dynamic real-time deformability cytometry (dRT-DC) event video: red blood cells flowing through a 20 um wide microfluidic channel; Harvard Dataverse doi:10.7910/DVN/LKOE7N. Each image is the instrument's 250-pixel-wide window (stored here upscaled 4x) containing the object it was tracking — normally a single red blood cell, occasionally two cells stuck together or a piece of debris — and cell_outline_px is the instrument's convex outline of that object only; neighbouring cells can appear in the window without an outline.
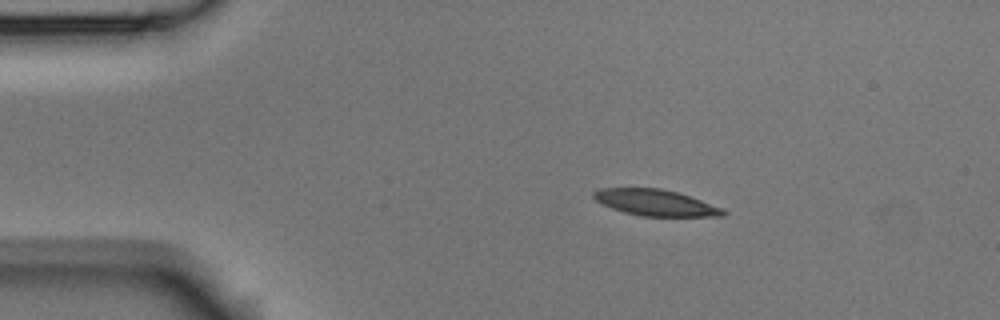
{"species": "Egyptian fruit bat (a non-hibernating species)", "species_latin": "Rousettus aegyptiacus", "temperature_condition": "room temperature", "stored_images_in_passage": 4, "camera_frame_rate_fps": 3000, "um_per_image_px": 0.085, "animal": {"sex": "male"}, "frame": {"image": 1, "passage_image": 1, "time_ms": 0.0, "image_size_px": [1000, 320], "cell_outline_px": [[728, 212], [724, 216], [644, 216], [624, 212], [612, 208], [596, 200], [592, 196], [592, 192], [600, 188], [660, 188], [676, 192], [724, 208]], "centroid_in_image_um": [55.73, 17.22], "position_along_channel_um": 29.3, "area_um2": 19.59}}
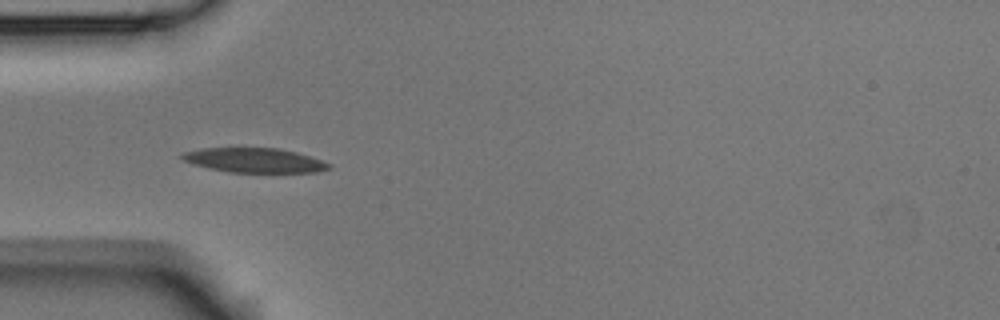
{"frame": {"image": 2, "passage_image": 3, "time_ms": 0.667, "image_size_px": [1000, 320], "cell_outline_px": [[332, 168], [316, 172], [228, 172], [208, 168], [192, 164], [184, 160], [180, 156], [184, 152], [204, 148], [276, 148], [296, 152], [332, 164]], "centroid_in_image_um": [21.62, 13.63], "position_along_channel_um": 63.4, "area_um2": 20.81}}
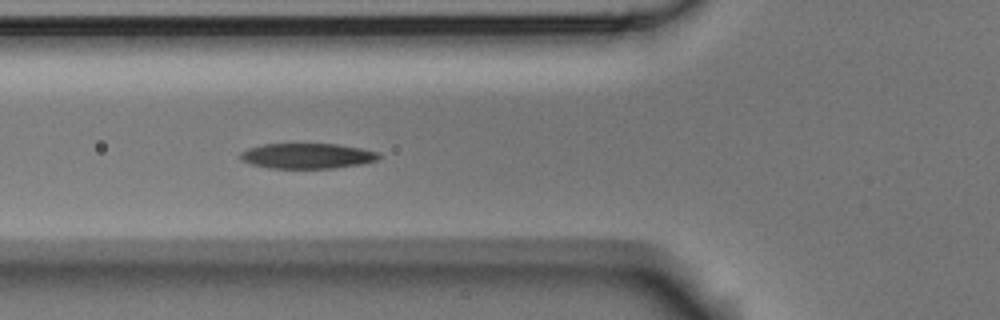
{"frame": {"image": 3, "passage_image": 4, "time_ms": 1.0, "image_size_px": [1000, 320], "cell_outline_px": [[380, 160], [360, 164], [332, 168], [268, 168], [252, 164], [240, 160], [240, 152], [248, 148], [264, 144], [336, 144], [360, 148], [380, 152]], "centroid_in_image_um": [26.12, 13.25], "position_along_channel_um": 99.7, "area_um2": 20.46}}